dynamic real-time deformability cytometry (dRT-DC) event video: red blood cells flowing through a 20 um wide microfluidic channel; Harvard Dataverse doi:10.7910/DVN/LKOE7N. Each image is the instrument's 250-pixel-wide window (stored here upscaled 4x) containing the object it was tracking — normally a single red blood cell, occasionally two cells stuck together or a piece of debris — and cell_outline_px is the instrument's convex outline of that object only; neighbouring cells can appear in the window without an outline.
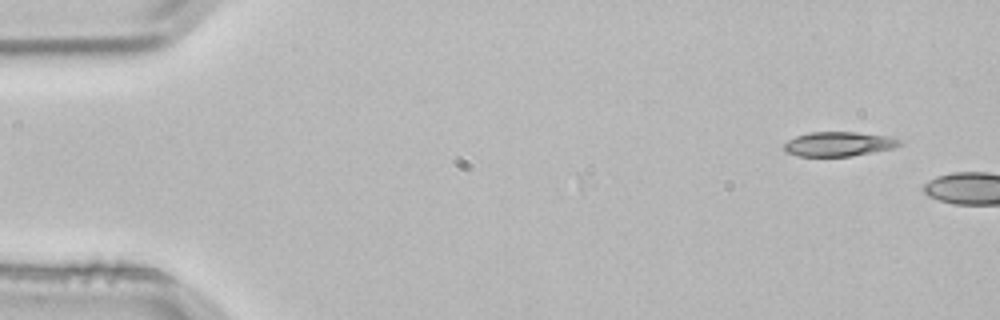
{"species": "common noctule bat (a hibernating species)", "species_latin": "Nyctalus noctula", "temperature_condition": "room temperature", "stored_images_in_passage": 3, "camera_frame_rate_fps": 3000, "um_per_image_px": 0.085, "animal": {"sex": "male", "body_mass_g": 21.5, "forearm_length_mm": 52.0}, "frame": {"image": 1, "passage_image": 3, "time_ms": 0.667, "image_size_px": [1000, 320], "cell_outline_px": [[904, 144], [892, 148], [852, 156], [796, 156], [784, 152], [784, 144], [788, 140], [796, 136], [808, 132], [856, 132], [888, 136], [904, 140]], "centroid_in_image_um": [71.3, 12.24], "position_along_channel_um": 13.7, "area_um2": 16.65}}